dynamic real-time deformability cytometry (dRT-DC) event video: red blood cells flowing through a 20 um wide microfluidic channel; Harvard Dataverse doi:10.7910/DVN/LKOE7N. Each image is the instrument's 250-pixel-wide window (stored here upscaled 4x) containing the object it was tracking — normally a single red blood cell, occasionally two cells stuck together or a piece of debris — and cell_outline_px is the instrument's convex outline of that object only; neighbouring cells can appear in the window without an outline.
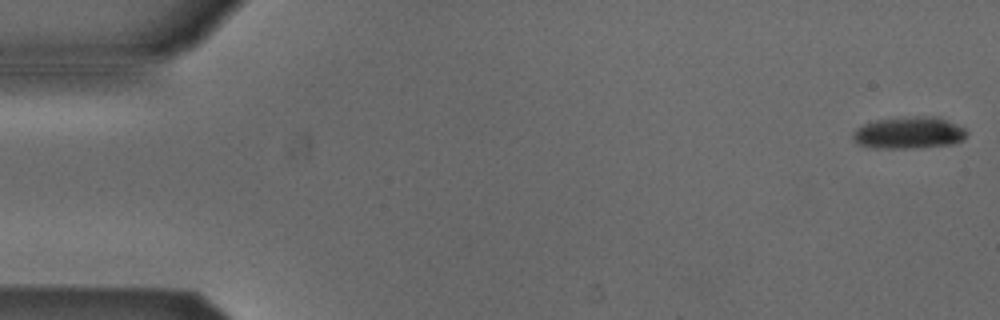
{"species": "Egyptian fruit bat (a non-hibernating species)", "species_latin": "Rousettus aegyptiacus", "temperature_condition": "cold", "stored_images_in_passage": 14, "camera_frame_rate_fps": 3000, "um_per_image_px": 0.085, "animal": {"sex": "male"}, "frame": {"image": 1, "passage_image": 1, "time_ms": 0.0, "image_size_px": [1000, 320], "cell_outline_px": [[968, 132], [964, 140], [952, 144], [920, 148], [872, 148], [856, 144], [852, 140], [852, 132], [856, 128], [864, 124], [876, 120], [916, 116], [932, 116], [944, 120], [964, 128]], "centroid_in_image_um": [77.21, 11.31], "position_along_channel_um": 7.8, "area_um2": 21.27}}
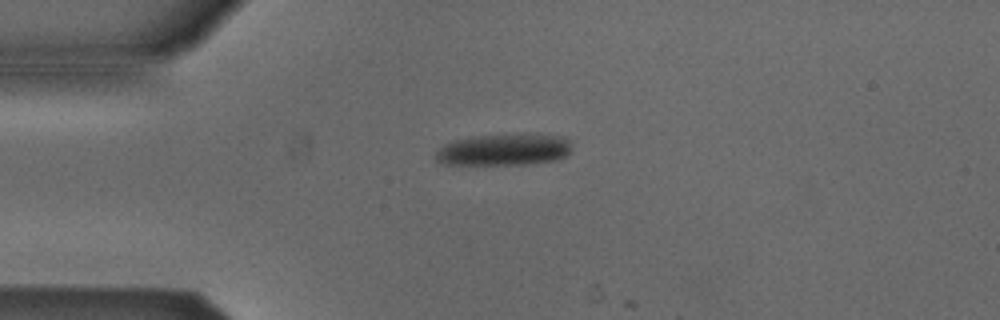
{"frame": {"image": 2, "passage_image": 13, "time_ms": 4.0, "image_size_px": [1000, 320], "cell_outline_px": [[568, 156], [556, 160], [524, 164], [444, 164], [436, 160], [436, 152], [444, 144], [452, 140], [472, 136], [564, 136], [568, 140]], "centroid_in_image_um": [42.76, 12.75], "position_along_channel_um": 42.2, "area_um2": 24.22}}